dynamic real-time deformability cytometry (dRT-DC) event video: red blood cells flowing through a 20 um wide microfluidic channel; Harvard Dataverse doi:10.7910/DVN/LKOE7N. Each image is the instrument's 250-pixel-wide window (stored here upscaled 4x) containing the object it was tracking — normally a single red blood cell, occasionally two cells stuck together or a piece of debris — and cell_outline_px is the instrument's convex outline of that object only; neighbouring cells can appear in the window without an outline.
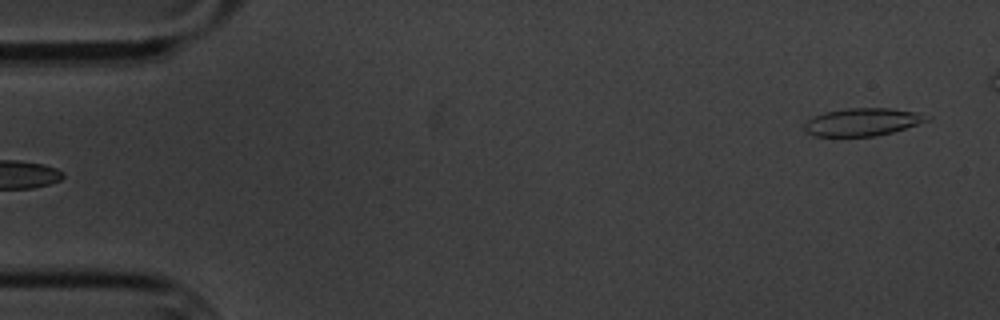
{"species": "common noctule bat (a hibernating species)", "species_latin": "Nyctalus noctula", "temperature_condition": "cold", "stored_images_in_passage": 6, "camera_frame_rate_fps": 3000, "um_per_image_px": 0.085, "animal": {"sex": "male", "body_mass_g": 20.1, "forearm_length_mm": 53.5}, "frame": {"image": 1, "passage_image": 6, "time_ms": 6.0, "image_size_px": [1000, 320], "cell_outline_px": [[932, 120], [892, 132], [876, 136], [816, 136], [808, 132], [804, 128], [804, 124], [812, 116], [824, 112], [848, 108], [888, 108], [916, 112], [932, 116]], "centroid_in_image_um": [73.35, 10.36], "position_along_channel_um": 11.6, "area_um2": 19.83}}